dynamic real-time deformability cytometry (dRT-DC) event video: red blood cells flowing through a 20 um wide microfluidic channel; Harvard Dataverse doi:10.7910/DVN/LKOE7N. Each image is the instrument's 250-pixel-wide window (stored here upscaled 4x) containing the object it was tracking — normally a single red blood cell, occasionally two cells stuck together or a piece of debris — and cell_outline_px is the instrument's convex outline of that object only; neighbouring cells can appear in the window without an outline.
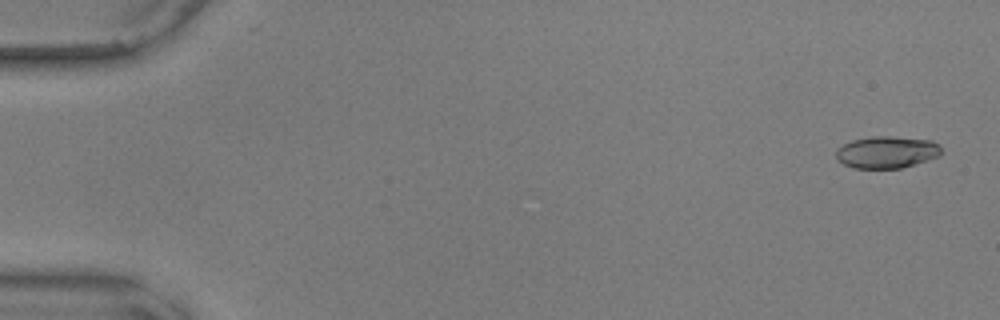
{"species": "common noctule bat (a hibernating species)", "species_latin": "Nyctalus noctula", "temperature_condition": "warm", "stored_images_in_passage": 56, "camera_frame_rate_fps": 3000, "um_per_image_px": 0.085, "animal": {"sex": "male", "body_mass_g": 17.9, "forearm_length_mm": 54.2}, "frame": {"image": 1, "passage_image": 2, "time_ms": 0.333, "image_size_px": [1000, 320], "cell_outline_px": [[944, 152], [940, 156], [900, 168], [852, 168], [836, 160], [836, 148], [852, 140], [872, 136], [888, 136], [932, 140], [940, 144]], "centroid_in_image_um": [75.39, 12.93], "position_along_channel_um": 9.6, "area_um2": 19.83}}
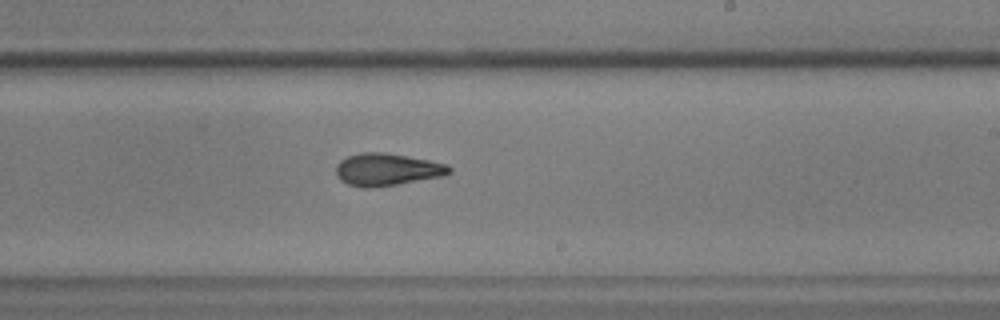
{"frame": {"image": 2, "passage_image": 34, "time_ms": 11.0, "image_size_px": [1000, 320], "cell_outline_px": [[452, 172], [444, 176], [396, 184], [368, 188], [364, 188], [348, 184], [340, 180], [336, 176], [336, 164], [340, 160], [348, 156], [360, 152], [384, 152], [428, 160], [448, 164], [452, 168]], "centroid_in_image_um": [32.89, 14.4], "position_along_channel_um": 256.1, "area_um2": 21.39}}
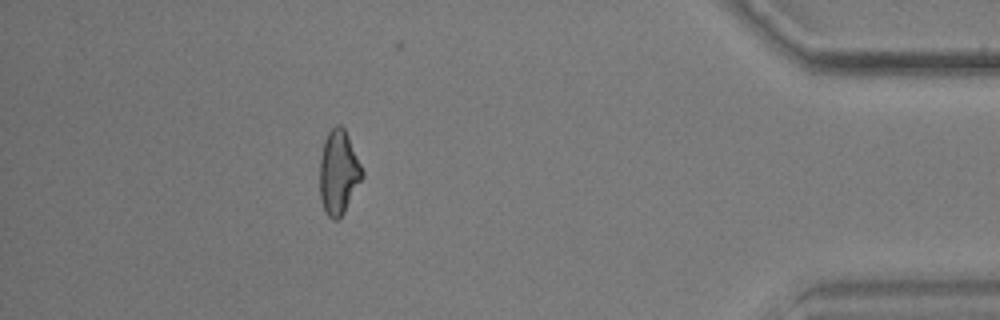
{"frame": {"image": 3, "passage_image": 50, "time_ms": 16.333, "image_size_px": [1000, 320], "cell_outline_px": [[364, 176], [344, 212], [336, 220], [332, 220], [328, 216], [320, 200], [320, 156], [324, 140], [328, 132], [336, 124], [340, 124], [344, 128], [348, 136], [364, 172]], "centroid_in_image_um": [28.77, 14.64], "position_along_channel_um": 406.4, "area_um2": 20.75}, "authors_computed_cell_mechanics": {"area_um2": 21.0392, "velocity_mm_per_s": 3.6358, "shape_relaxation_time_tau1_ms": 5.8179, "shape_relaxation_time_tau2_ms": 2.6175, "deformation_change_tau1": 0.1478, "deformation_change_tau2": 0.0945}}